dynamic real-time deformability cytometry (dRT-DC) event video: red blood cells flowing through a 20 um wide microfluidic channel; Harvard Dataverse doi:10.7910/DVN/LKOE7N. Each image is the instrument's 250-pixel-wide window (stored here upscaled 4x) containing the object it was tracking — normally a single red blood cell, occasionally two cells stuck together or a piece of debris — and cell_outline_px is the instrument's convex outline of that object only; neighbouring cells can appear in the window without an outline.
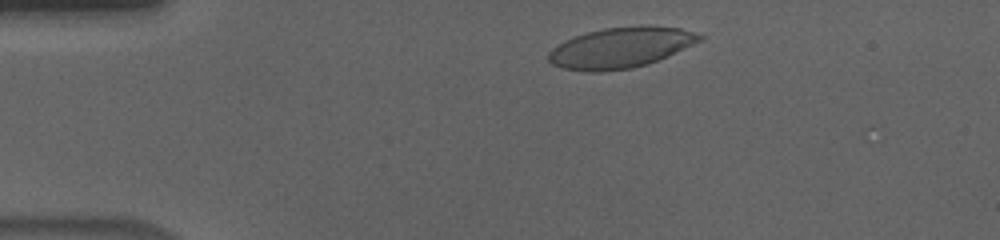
{"species": "human", "species_latin": "Homo sapiens", "temperature_condition": "cold", "stored_images_in_passage": 42, "camera_frame_rate_fps": 3000, "um_per_image_px": 0.085, "donor": {"sex": "male"}, "frame": {"image": 1, "passage_image": 4, "time_ms": 1.0, "image_size_px": [1000, 240], "cell_outline_px": [[704, 36], [700, 40], [692, 44], [648, 64], [632, 68], [600, 72], [588, 72], [560, 68], [552, 64], [548, 60], [548, 52], [556, 44], [564, 40], [588, 32], [604, 28], [640, 24], [680, 28], [696, 32]], "centroid_in_image_um": [52.7, 4.04], "position_along_channel_um": 32.3, "area_um2": 35.89}}
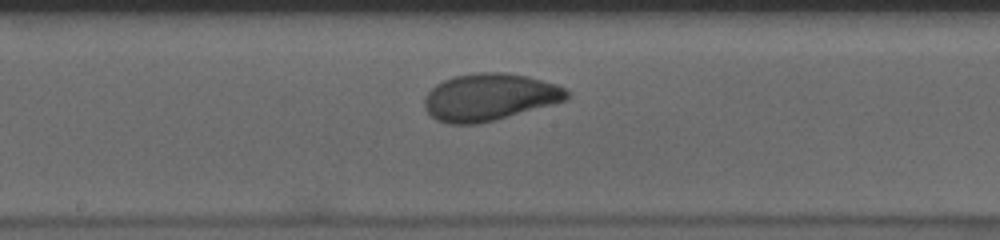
{"frame": {"image": 2, "passage_image": 23, "time_ms": 7.333, "image_size_px": [1000, 240], "cell_outline_px": [[572, 92], [568, 100], [496, 120], [476, 124], [448, 124], [436, 120], [424, 108], [424, 96], [436, 84], [444, 80], [456, 76], [480, 72], [504, 72], [528, 76], [556, 84]], "centroid_in_image_um": [41.63, 8.26], "position_along_channel_um": 206.6, "area_um2": 39.36}}
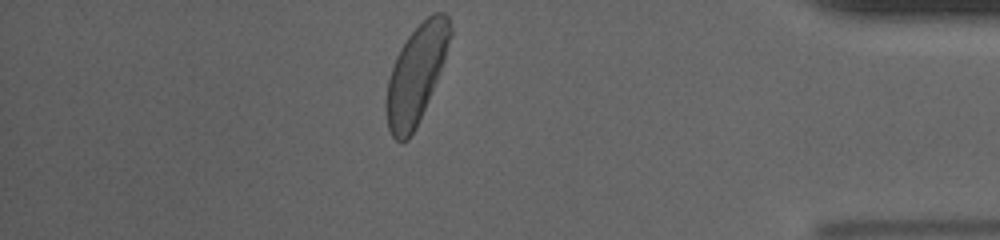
{"frame": {"image": 3, "passage_image": 42, "time_ms": 13.667, "image_size_px": [1000, 240], "cell_outline_px": [[452, 32], [444, 60], [436, 80], [416, 128], [408, 140], [400, 144], [392, 136], [388, 128], [384, 108], [384, 100], [388, 80], [396, 56], [400, 48], [408, 36], [432, 12], [444, 12], [448, 16], [452, 28]], "centroid_in_image_um": [35.34, 6.35], "position_along_channel_um": 399.9, "area_um2": 36.3}, "authors_computed_cell_mechanics": {"area_um2": 37.6567, "velocity_mm_per_s": 3.6095, "shape_relaxation_time_tau1_ms": 3.2178, "shape_relaxation_time_tau2_ms": 1.1649, "deformation_change_tau1": 0.1511, "deformation_change_tau2": 0.0544}}